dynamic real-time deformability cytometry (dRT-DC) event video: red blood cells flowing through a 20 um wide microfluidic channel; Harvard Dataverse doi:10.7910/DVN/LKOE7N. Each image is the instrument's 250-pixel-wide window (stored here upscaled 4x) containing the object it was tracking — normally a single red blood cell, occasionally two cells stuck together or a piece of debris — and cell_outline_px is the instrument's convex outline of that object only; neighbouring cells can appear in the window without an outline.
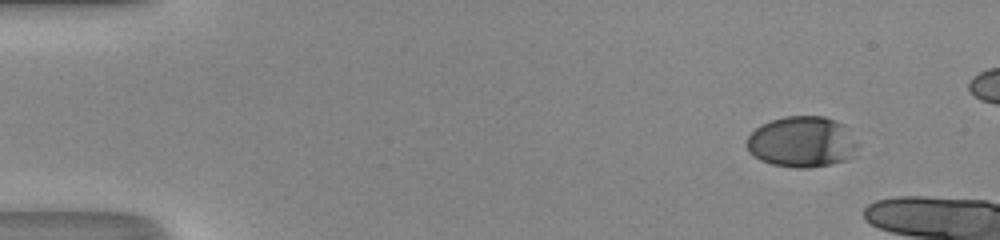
{"species": "human", "species_latin": "Homo sapiens", "temperature_condition": "room temperature", "stored_images_in_passage": 16, "camera_frame_rate_fps": 3000, "um_per_image_px": 0.085, "donor": {"sex": "male"}, "frame": {"image": 1, "passage_image": 5, "time_ms": 1.333, "image_size_px": [1000, 240], "cell_outline_px": [[856, 144], [848, 156], [844, 160], [828, 164], [808, 168], [796, 168], [772, 164], [760, 160], [752, 156], [748, 152], [748, 136], [760, 124], [784, 116], [824, 116], [836, 120], [844, 124]], "centroid_in_image_um": [68.08, 12.04], "position_along_channel_um": 16.9, "area_um2": 32.43}}